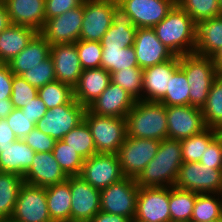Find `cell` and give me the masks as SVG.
Instances as JSON below:
<instances>
[{
  "mask_svg": "<svg viewBox=\"0 0 222 222\" xmlns=\"http://www.w3.org/2000/svg\"><path fill=\"white\" fill-rule=\"evenodd\" d=\"M190 86L184 71L178 67L169 80L165 96L159 101L166 107L190 105Z\"/></svg>",
  "mask_w": 222,
  "mask_h": 222,
  "instance_id": "35",
  "label": "cell"
},
{
  "mask_svg": "<svg viewBox=\"0 0 222 222\" xmlns=\"http://www.w3.org/2000/svg\"><path fill=\"white\" fill-rule=\"evenodd\" d=\"M23 77L31 86L36 88L43 87L47 83L56 81L54 63L52 58L49 56L47 59L41 62V64L30 68L20 75Z\"/></svg>",
  "mask_w": 222,
  "mask_h": 222,
  "instance_id": "43",
  "label": "cell"
},
{
  "mask_svg": "<svg viewBox=\"0 0 222 222\" xmlns=\"http://www.w3.org/2000/svg\"><path fill=\"white\" fill-rule=\"evenodd\" d=\"M38 96L50 110L69 103L74 98V91L69 85L56 80L38 88Z\"/></svg>",
  "mask_w": 222,
  "mask_h": 222,
  "instance_id": "41",
  "label": "cell"
},
{
  "mask_svg": "<svg viewBox=\"0 0 222 222\" xmlns=\"http://www.w3.org/2000/svg\"><path fill=\"white\" fill-rule=\"evenodd\" d=\"M197 192L169 187V210L171 221L190 222Z\"/></svg>",
  "mask_w": 222,
  "mask_h": 222,
  "instance_id": "32",
  "label": "cell"
},
{
  "mask_svg": "<svg viewBox=\"0 0 222 222\" xmlns=\"http://www.w3.org/2000/svg\"><path fill=\"white\" fill-rule=\"evenodd\" d=\"M136 31L131 16L116 2L112 10V25L104 34L100 44L102 48L133 47Z\"/></svg>",
  "mask_w": 222,
  "mask_h": 222,
  "instance_id": "23",
  "label": "cell"
},
{
  "mask_svg": "<svg viewBox=\"0 0 222 222\" xmlns=\"http://www.w3.org/2000/svg\"><path fill=\"white\" fill-rule=\"evenodd\" d=\"M86 109L73 98L67 104L47 110L44 117L36 122V128L56 141L62 140L83 121Z\"/></svg>",
  "mask_w": 222,
  "mask_h": 222,
  "instance_id": "8",
  "label": "cell"
},
{
  "mask_svg": "<svg viewBox=\"0 0 222 222\" xmlns=\"http://www.w3.org/2000/svg\"><path fill=\"white\" fill-rule=\"evenodd\" d=\"M110 81V73L102 67L85 69L73 88L74 99L87 108L107 88Z\"/></svg>",
  "mask_w": 222,
  "mask_h": 222,
  "instance_id": "25",
  "label": "cell"
},
{
  "mask_svg": "<svg viewBox=\"0 0 222 222\" xmlns=\"http://www.w3.org/2000/svg\"><path fill=\"white\" fill-rule=\"evenodd\" d=\"M14 107L11 99H4L0 101V118L5 119L12 111Z\"/></svg>",
  "mask_w": 222,
  "mask_h": 222,
  "instance_id": "55",
  "label": "cell"
},
{
  "mask_svg": "<svg viewBox=\"0 0 222 222\" xmlns=\"http://www.w3.org/2000/svg\"><path fill=\"white\" fill-rule=\"evenodd\" d=\"M215 137V129L206 128L196 135L180 140L183 162H199L205 151V147H207Z\"/></svg>",
  "mask_w": 222,
  "mask_h": 222,
  "instance_id": "37",
  "label": "cell"
},
{
  "mask_svg": "<svg viewBox=\"0 0 222 222\" xmlns=\"http://www.w3.org/2000/svg\"><path fill=\"white\" fill-rule=\"evenodd\" d=\"M35 153L22 139H17L9 146L0 148V172L23 177L32 165Z\"/></svg>",
  "mask_w": 222,
  "mask_h": 222,
  "instance_id": "26",
  "label": "cell"
},
{
  "mask_svg": "<svg viewBox=\"0 0 222 222\" xmlns=\"http://www.w3.org/2000/svg\"><path fill=\"white\" fill-rule=\"evenodd\" d=\"M35 152H52L56 140L36 127L22 139Z\"/></svg>",
  "mask_w": 222,
  "mask_h": 222,
  "instance_id": "47",
  "label": "cell"
},
{
  "mask_svg": "<svg viewBox=\"0 0 222 222\" xmlns=\"http://www.w3.org/2000/svg\"><path fill=\"white\" fill-rule=\"evenodd\" d=\"M160 141L126 136L117 156L124 177L137 178L155 157Z\"/></svg>",
  "mask_w": 222,
  "mask_h": 222,
  "instance_id": "7",
  "label": "cell"
},
{
  "mask_svg": "<svg viewBox=\"0 0 222 222\" xmlns=\"http://www.w3.org/2000/svg\"><path fill=\"white\" fill-rule=\"evenodd\" d=\"M17 140L5 119L0 120V148H5Z\"/></svg>",
  "mask_w": 222,
  "mask_h": 222,
  "instance_id": "52",
  "label": "cell"
},
{
  "mask_svg": "<svg viewBox=\"0 0 222 222\" xmlns=\"http://www.w3.org/2000/svg\"><path fill=\"white\" fill-rule=\"evenodd\" d=\"M13 75L8 64L0 63V101L11 99Z\"/></svg>",
  "mask_w": 222,
  "mask_h": 222,
  "instance_id": "50",
  "label": "cell"
},
{
  "mask_svg": "<svg viewBox=\"0 0 222 222\" xmlns=\"http://www.w3.org/2000/svg\"><path fill=\"white\" fill-rule=\"evenodd\" d=\"M83 15L84 1L77 8L45 20L39 33L50 45L75 43L80 37Z\"/></svg>",
  "mask_w": 222,
  "mask_h": 222,
  "instance_id": "11",
  "label": "cell"
},
{
  "mask_svg": "<svg viewBox=\"0 0 222 222\" xmlns=\"http://www.w3.org/2000/svg\"><path fill=\"white\" fill-rule=\"evenodd\" d=\"M180 56L143 69L142 100L159 102L166 94L170 77L179 67Z\"/></svg>",
  "mask_w": 222,
  "mask_h": 222,
  "instance_id": "19",
  "label": "cell"
},
{
  "mask_svg": "<svg viewBox=\"0 0 222 222\" xmlns=\"http://www.w3.org/2000/svg\"><path fill=\"white\" fill-rule=\"evenodd\" d=\"M219 6H220L221 14H222V0H219Z\"/></svg>",
  "mask_w": 222,
  "mask_h": 222,
  "instance_id": "59",
  "label": "cell"
},
{
  "mask_svg": "<svg viewBox=\"0 0 222 222\" xmlns=\"http://www.w3.org/2000/svg\"><path fill=\"white\" fill-rule=\"evenodd\" d=\"M135 101L124 89L110 81L107 88L87 108L97 115L126 118Z\"/></svg>",
  "mask_w": 222,
  "mask_h": 222,
  "instance_id": "22",
  "label": "cell"
},
{
  "mask_svg": "<svg viewBox=\"0 0 222 222\" xmlns=\"http://www.w3.org/2000/svg\"><path fill=\"white\" fill-rule=\"evenodd\" d=\"M116 2L117 0H84L79 40L101 41L112 25V10Z\"/></svg>",
  "mask_w": 222,
  "mask_h": 222,
  "instance_id": "14",
  "label": "cell"
},
{
  "mask_svg": "<svg viewBox=\"0 0 222 222\" xmlns=\"http://www.w3.org/2000/svg\"><path fill=\"white\" fill-rule=\"evenodd\" d=\"M176 3L196 24L205 19L222 16L219 0H176Z\"/></svg>",
  "mask_w": 222,
  "mask_h": 222,
  "instance_id": "42",
  "label": "cell"
},
{
  "mask_svg": "<svg viewBox=\"0 0 222 222\" xmlns=\"http://www.w3.org/2000/svg\"><path fill=\"white\" fill-rule=\"evenodd\" d=\"M71 221L89 222L100 211V190L80 175L70 176Z\"/></svg>",
  "mask_w": 222,
  "mask_h": 222,
  "instance_id": "15",
  "label": "cell"
},
{
  "mask_svg": "<svg viewBox=\"0 0 222 222\" xmlns=\"http://www.w3.org/2000/svg\"><path fill=\"white\" fill-rule=\"evenodd\" d=\"M84 0H45L46 20L59 16L67 10L77 8Z\"/></svg>",
  "mask_w": 222,
  "mask_h": 222,
  "instance_id": "49",
  "label": "cell"
},
{
  "mask_svg": "<svg viewBox=\"0 0 222 222\" xmlns=\"http://www.w3.org/2000/svg\"><path fill=\"white\" fill-rule=\"evenodd\" d=\"M5 120L17 139H23L36 127L34 123H31L30 118L23 114L21 109L14 108Z\"/></svg>",
  "mask_w": 222,
  "mask_h": 222,
  "instance_id": "46",
  "label": "cell"
},
{
  "mask_svg": "<svg viewBox=\"0 0 222 222\" xmlns=\"http://www.w3.org/2000/svg\"><path fill=\"white\" fill-rule=\"evenodd\" d=\"M76 47L83 70L101 67L102 46L100 42L78 40Z\"/></svg>",
  "mask_w": 222,
  "mask_h": 222,
  "instance_id": "44",
  "label": "cell"
},
{
  "mask_svg": "<svg viewBox=\"0 0 222 222\" xmlns=\"http://www.w3.org/2000/svg\"><path fill=\"white\" fill-rule=\"evenodd\" d=\"M218 220H222V193H198L190 222Z\"/></svg>",
  "mask_w": 222,
  "mask_h": 222,
  "instance_id": "33",
  "label": "cell"
},
{
  "mask_svg": "<svg viewBox=\"0 0 222 222\" xmlns=\"http://www.w3.org/2000/svg\"><path fill=\"white\" fill-rule=\"evenodd\" d=\"M138 189L135 178L131 177H124L109 185L100 191V210L133 219L136 214Z\"/></svg>",
  "mask_w": 222,
  "mask_h": 222,
  "instance_id": "6",
  "label": "cell"
},
{
  "mask_svg": "<svg viewBox=\"0 0 222 222\" xmlns=\"http://www.w3.org/2000/svg\"><path fill=\"white\" fill-rule=\"evenodd\" d=\"M175 187L197 193H222V169H213L200 162H183Z\"/></svg>",
  "mask_w": 222,
  "mask_h": 222,
  "instance_id": "9",
  "label": "cell"
},
{
  "mask_svg": "<svg viewBox=\"0 0 222 222\" xmlns=\"http://www.w3.org/2000/svg\"><path fill=\"white\" fill-rule=\"evenodd\" d=\"M38 32L29 26L14 25L0 33V63H9Z\"/></svg>",
  "mask_w": 222,
  "mask_h": 222,
  "instance_id": "29",
  "label": "cell"
},
{
  "mask_svg": "<svg viewBox=\"0 0 222 222\" xmlns=\"http://www.w3.org/2000/svg\"><path fill=\"white\" fill-rule=\"evenodd\" d=\"M179 67L190 86V105L201 109L213 82L219 76L213 57L185 54L180 56Z\"/></svg>",
  "mask_w": 222,
  "mask_h": 222,
  "instance_id": "4",
  "label": "cell"
},
{
  "mask_svg": "<svg viewBox=\"0 0 222 222\" xmlns=\"http://www.w3.org/2000/svg\"><path fill=\"white\" fill-rule=\"evenodd\" d=\"M62 141L77 151L84 159L97 154L90 129L84 120L67 133Z\"/></svg>",
  "mask_w": 222,
  "mask_h": 222,
  "instance_id": "38",
  "label": "cell"
},
{
  "mask_svg": "<svg viewBox=\"0 0 222 222\" xmlns=\"http://www.w3.org/2000/svg\"><path fill=\"white\" fill-rule=\"evenodd\" d=\"M214 64L216 65L219 75H222V49L213 56Z\"/></svg>",
  "mask_w": 222,
  "mask_h": 222,
  "instance_id": "56",
  "label": "cell"
},
{
  "mask_svg": "<svg viewBox=\"0 0 222 222\" xmlns=\"http://www.w3.org/2000/svg\"><path fill=\"white\" fill-rule=\"evenodd\" d=\"M14 25L34 28L39 32L45 23V0H1Z\"/></svg>",
  "mask_w": 222,
  "mask_h": 222,
  "instance_id": "24",
  "label": "cell"
},
{
  "mask_svg": "<svg viewBox=\"0 0 222 222\" xmlns=\"http://www.w3.org/2000/svg\"><path fill=\"white\" fill-rule=\"evenodd\" d=\"M111 82L119 85L136 101L142 100L143 69L129 67L110 73Z\"/></svg>",
  "mask_w": 222,
  "mask_h": 222,
  "instance_id": "40",
  "label": "cell"
},
{
  "mask_svg": "<svg viewBox=\"0 0 222 222\" xmlns=\"http://www.w3.org/2000/svg\"><path fill=\"white\" fill-rule=\"evenodd\" d=\"M129 222H143V221H140V220H138V219L133 218V219H131Z\"/></svg>",
  "mask_w": 222,
  "mask_h": 222,
  "instance_id": "58",
  "label": "cell"
},
{
  "mask_svg": "<svg viewBox=\"0 0 222 222\" xmlns=\"http://www.w3.org/2000/svg\"><path fill=\"white\" fill-rule=\"evenodd\" d=\"M83 120L90 129L97 153L117 154L127 136L126 119L97 115L87 108Z\"/></svg>",
  "mask_w": 222,
  "mask_h": 222,
  "instance_id": "5",
  "label": "cell"
},
{
  "mask_svg": "<svg viewBox=\"0 0 222 222\" xmlns=\"http://www.w3.org/2000/svg\"><path fill=\"white\" fill-rule=\"evenodd\" d=\"M136 28H153L163 20L176 0H117Z\"/></svg>",
  "mask_w": 222,
  "mask_h": 222,
  "instance_id": "17",
  "label": "cell"
},
{
  "mask_svg": "<svg viewBox=\"0 0 222 222\" xmlns=\"http://www.w3.org/2000/svg\"><path fill=\"white\" fill-rule=\"evenodd\" d=\"M215 132H216V136L218 137V139L220 140L222 144V127L215 129Z\"/></svg>",
  "mask_w": 222,
  "mask_h": 222,
  "instance_id": "57",
  "label": "cell"
},
{
  "mask_svg": "<svg viewBox=\"0 0 222 222\" xmlns=\"http://www.w3.org/2000/svg\"><path fill=\"white\" fill-rule=\"evenodd\" d=\"M124 216L99 211L89 222H129Z\"/></svg>",
  "mask_w": 222,
  "mask_h": 222,
  "instance_id": "53",
  "label": "cell"
},
{
  "mask_svg": "<svg viewBox=\"0 0 222 222\" xmlns=\"http://www.w3.org/2000/svg\"><path fill=\"white\" fill-rule=\"evenodd\" d=\"M46 201L53 222L71 221L70 177L62 183L46 187Z\"/></svg>",
  "mask_w": 222,
  "mask_h": 222,
  "instance_id": "30",
  "label": "cell"
},
{
  "mask_svg": "<svg viewBox=\"0 0 222 222\" xmlns=\"http://www.w3.org/2000/svg\"><path fill=\"white\" fill-rule=\"evenodd\" d=\"M23 184V177L13 173L0 172V218L2 221L12 217L18 193Z\"/></svg>",
  "mask_w": 222,
  "mask_h": 222,
  "instance_id": "31",
  "label": "cell"
},
{
  "mask_svg": "<svg viewBox=\"0 0 222 222\" xmlns=\"http://www.w3.org/2000/svg\"><path fill=\"white\" fill-rule=\"evenodd\" d=\"M199 162L213 169H222V144L217 136L205 147Z\"/></svg>",
  "mask_w": 222,
  "mask_h": 222,
  "instance_id": "48",
  "label": "cell"
},
{
  "mask_svg": "<svg viewBox=\"0 0 222 222\" xmlns=\"http://www.w3.org/2000/svg\"><path fill=\"white\" fill-rule=\"evenodd\" d=\"M52 154L67 177L80 175L84 158L67 143L56 141Z\"/></svg>",
  "mask_w": 222,
  "mask_h": 222,
  "instance_id": "39",
  "label": "cell"
},
{
  "mask_svg": "<svg viewBox=\"0 0 222 222\" xmlns=\"http://www.w3.org/2000/svg\"><path fill=\"white\" fill-rule=\"evenodd\" d=\"M47 110L45 103L39 96L30 101L28 105L21 108L23 114H26L30 118L31 123H34L35 125L37 121L44 117Z\"/></svg>",
  "mask_w": 222,
  "mask_h": 222,
  "instance_id": "51",
  "label": "cell"
},
{
  "mask_svg": "<svg viewBox=\"0 0 222 222\" xmlns=\"http://www.w3.org/2000/svg\"><path fill=\"white\" fill-rule=\"evenodd\" d=\"M67 178L52 152H36L32 165L23 176L24 183L45 188L62 183Z\"/></svg>",
  "mask_w": 222,
  "mask_h": 222,
  "instance_id": "21",
  "label": "cell"
},
{
  "mask_svg": "<svg viewBox=\"0 0 222 222\" xmlns=\"http://www.w3.org/2000/svg\"><path fill=\"white\" fill-rule=\"evenodd\" d=\"M10 17L5 4L0 0V33L11 25Z\"/></svg>",
  "mask_w": 222,
  "mask_h": 222,
  "instance_id": "54",
  "label": "cell"
},
{
  "mask_svg": "<svg viewBox=\"0 0 222 222\" xmlns=\"http://www.w3.org/2000/svg\"><path fill=\"white\" fill-rule=\"evenodd\" d=\"M80 176L100 191L124 178L117 154L107 153L84 159Z\"/></svg>",
  "mask_w": 222,
  "mask_h": 222,
  "instance_id": "12",
  "label": "cell"
},
{
  "mask_svg": "<svg viewBox=\"0 0 222 222\" xmlns=\"http://www.w3.org/2000/svg\"><path fill=\"white\" fill-rule=\"evenodd\" d=\"M222 49V16L205 19L196 24L194 53L213 57Z\"/></svg>",
  "mask_w": 222,
  "mask_h": 222,
  "instance_id": "28",
  "label": "cell"
},
{
  "mask_svg": "<svg viewBox=\"0 0 222 222\" xmlns=\"http://www.w3.org/2000/svg\"><path fill=\"white\" fill-rule=\"evenodd\" d=\"M50 57L54 63L56 80L74 88L83 72L76 42L51 45Z\"/></svg>",
  "mask_w": 222,
  "mask_h": 222,
  "instance_id": "20",
  "label": "cell"
},
{
  "mask_svg": "<svg viewBox=\"0 0 222 222\" xmlns=\"http://www.w3.org/2000/svg\"><path fill=\"white\" fill-rule=\"evenodd\" d=\"M153 30L162 44L176 56L194 53L196 23L177 3Z\"/></svg>",
  "mask_w": 222,
  "mask_h": 222,
  "instance_id": "2",
  "label": "cell"
},
{
  "mask_svg": "<svg viewBox=\"0 0 222 222\" xmlns=\"http://www.w3.org/2000/svg\"><path fill=\"white\" fill-rule=\"evenodd\" d=\"M183 163L180 140L160 141L157 154L135 179L139 187H173Z\"/></svg>",
  "mask_w": 222,
  "mask_h": 222,
  "instance_id": "1",
  "label": "cell"
},
{
  "mask_svg": "<svg viewBox=\"0 0 222 222\" xmlns=\"http://www.w3.org/2000/svg\"><path fill=\"white\" fill-rule=\"evenodd\" d=\"M37 96L38 88L31 86L20 75H13L11 101L14 108H23Z\"/></svg>",
  "mask_w": 222,
  "mask_h": 222,
  "instance_id": "45",
  "label": "cell"
},
{
  "mask_svg": "<svg viewBox=\"0 0 222 222\" xmlns=\"http://www.w3.org/2000/svg\"><path fill=\"white\" fill-rule=\"evenodd\" d=\"M201 110L207 128L222 127V75H219L213 82L206 103Z\"/></svg>",
  "mask_w": 222,
  "mask_h": 222,
  "instance_id": "34",
  "label": "cell"
},
{
  "mask_svg": "<svg viewBox=\"0 0 222 222\" xmlns=\"http://www.w3.org/2000/svg\"><path fill=\"white\" fill-rule=\"evenodd\" d=\"M135 219L143 222H169V187H139Z\"/></svg>",
  "mask_w": 222,
  "mask_h": 222,
  "instance_id": "13",
  "label": "cell"
},
{
  "mask_svg": "<svg viewBox=\"0 0 222 222\" xmlns=\"http://www.w3.org/2000/svg\"><path fill=\"white\" fill-rule=\"evenodd\" d=\"M50 51L51 45L38 32L27 46L7 64L14 75H21L30 68L41 64L50 56Z\"/></svg>",
  "mask_w": 222,
  "mask_h": 222,
  "instance_id": "27",
  "label": "cell"
},
{
  "mask_svg": "<svg viewBox=\"0 0 222 222\" xmlns=\"http://www.w3.org/2000/svg\"><path fill=\"white\" fill-rule=\"evenodd\" d=\"M133 48L138 67L141 69L163 63L176 56L157 38L153 28H137Z\"/></svg>",
  "mask_w": 222,
  "mask_h": 222,
  "instance_id": "18",
  "label": "cell"
},
{
  "mask_svg": "<svg viewBox=\"0 0 222 222\" xmlns=\"http://www.w3.org/2000/svg\"><path fill=\"white\" fill-rule=\"evenodd\" d=\"M127 136L135 138H168L166 106L160 102L135 101L126 115Z\"/></svg>",
  "mask_w": 222,
  "mask_h": 222,
  "instance_id": "3",
  "label": "cell"
},
{
  "mask_svg": "<svg viewBox=\"0 0 222 222\" xmlns=\"http://www.w3.org/2000/svg\"><path fill=\"white\" fill-rule=\"evenodd\" d=\"M10 222H53L49 215L46 188L24 183Z\"/></svg>",
  "mask_w": 222,
  "mask_h": 222,
  "instance_id": "10",
  "label": "cell"
},
{
  "mask_svg": "<svg viewBox=\"0 0 222 222\" xmlns=\"http://www.w3.org/2000/svg\"><path fill=\"white\" fill-rule=\"evenodd\" d=\"M168 138L182 140L206 129L202 110L191 105L166 107Z\"/></svg>",
  "mask_w": 222,
  "mask_h": 222,
  "instance_id": "16",
  "label": "cell"
},
{
  "mask_svg": "<svg viewBox=\"0 0 222 222\" xmlns=\"http://www.w3.org/2000/svg\"><path fill=\"white\" fill-rule=\"evenodd\" d=\"M101 67L109 73L129 67H138L134 48H102Z\"/></svg>",
  "mask_w": 222,
  "mask_h": 222,
  "instance_id": "36",
  "label": "cell"
}]
</instances>
